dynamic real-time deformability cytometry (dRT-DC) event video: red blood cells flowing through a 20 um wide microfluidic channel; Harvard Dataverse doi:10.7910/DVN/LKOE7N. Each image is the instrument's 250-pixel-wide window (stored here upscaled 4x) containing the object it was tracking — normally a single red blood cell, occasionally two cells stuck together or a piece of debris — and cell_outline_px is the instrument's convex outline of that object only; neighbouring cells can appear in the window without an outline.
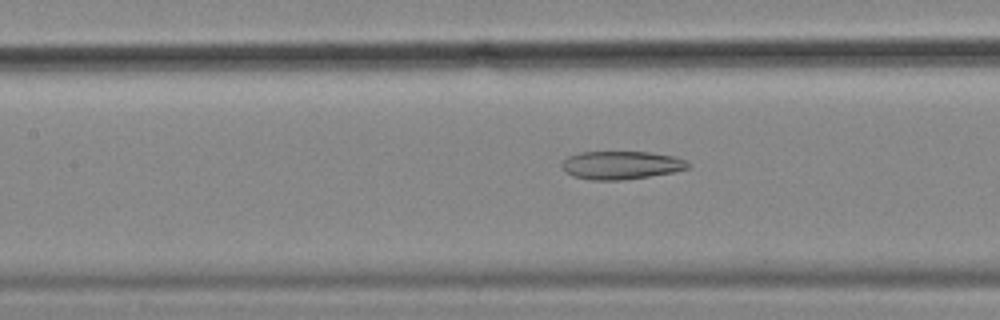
{"species": "common noctule bat (a hibernating species)", "species_latin": "Nyctalus noctula", "temperature_condition": "cold", "stored_images_in_passage": 39, "camera_frame_rate_fps": 3000, "um_per_image_px": 0.085, "animal": {"sex": "female", "body_mass_g": 18.4}, "frame": {"image": 1, "passage_image": 11, "time_ms": 3.333, "image_size_px": [1000, 320], "cell_outline_px": [[692, 164], [688, 168], [672, 172], [648, 176], [620, 180], [588, 180], [572, 176], [564, 172], [560, 164], [568, 156], [580, 152], [648, 152], [672, 156], [684, 160]], "centroid_in_image_um": [52.74, 14.04], "position_along_channel_um": 154.7, "area_um2": 20.69}}
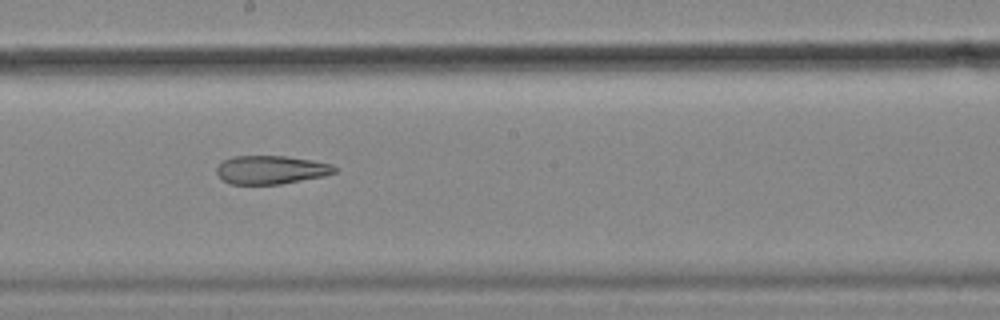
{"frame": {"image": 2, "passage_image": 17, "time_ms": 5.333, "image_size_px": [1000, 320], "cell_outline_px": [[336, 172], [324, 176], [280, 184], [228, 184], [216, 172], [216, 168], [224, 160], [232, 156], [288, 156], [312, 160], [332, 164], [336, 168]], "centroid_in_image_um": [23.04, 14.43], "position_along_channel_um": 225.2, "area_um2": 19.54}}
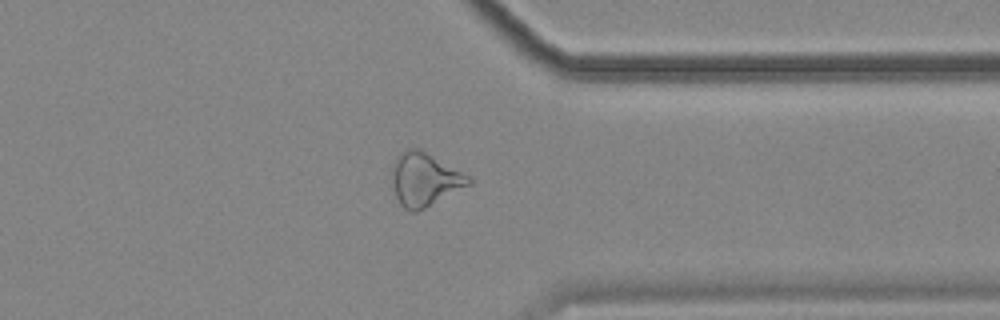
{"frame": {"image": 3, "passage_image": 30, "time_ms": 9.667, "image_size_px": [1000, 320], "cell_outline_px": [[472, 184], [416, 212], [412, 212], [404, 208], [400, 204], [396, 196], [392, 180], [392, 172], [396, 160], [400, 152], [408, 148], [420, 148], [468, 176], [472, 180]], "centroid_in_image_um": [36.09, 15.25], "position_along_channel_um": 375.3, "area_um2": 23.41}}